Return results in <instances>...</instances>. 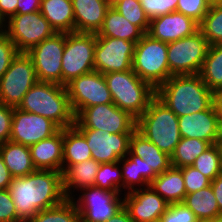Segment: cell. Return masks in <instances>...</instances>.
I'll return each instance as SVG.
<instances>
[{
  "label": "cell",
  "instance_id": "obj_53",
  "mask_svg": "<svg viewBox=\"0 0 222 222\" xmlns=\"http://www.w3.org/2000/svg\"><path fill=\"white\" fill-rule=\"evenodd\" d=\"M4 24H5L4 21L0 18V34H2L4 32V29H5Z\"/></svg>",
  "mask_w": 222,
  "mask_h": 222
},
{
  "label": "cell",
  "instance_id": "obj_7",
  "mask_svg": "<svg viewBox=\"0 0 222 222\" xmlns=\"http://www.w3.org/2000/svg\"><path fill=\"white\" fill-rule=\"evenodd\" d=\"M96 34L66 33L62 59V85L94 71Z\"/></svg>",
  "mask_w": 222,
  "mask_h": 222
},
{
  "label": "cell",
  "instance_id": "obj_11",
  "mask_svg": "<svg viewBox=\"0 0 222 222\" xmlns=\"http://www.w3.org/2000/svg\"><path fill=\"white\" fill-rule=\"evenodd\" d=\"M4 23L6 26L4 33L15 44L19 52H28L33 46L56 33L40 11L16 14Z\"/></svg>",
  "mask_w": 222,
  "mask_h": 222
},
{
  "label": "cell",
  "instance_id": "obj_3",
  "mask_svg": "<svg viewBox=\"0 0 222 222\" xmlns=\"http://www.w3.org/2000/svg\"><path fill=\"white\" fill-rule=\"evenodd\" d=\"M17 108L48 118L60 129L72 127L75 123L66 87L61 84L37 81Z\"/></svg>",
  "mask_w": 222,
  "mask_h": 222
},
{
  "label": "cell",
  "instance_id": "obj_6",
  "mask_svg": "<svg viewBox=\"0 0 222 222\" xmlns=\"http://www.w3.org/2000/svg\"><path fill=\"white\" fill-rule=\"evenodd\" d=\"M167 43L145 34L136 43L132 60L133 72L155 89L170 77Z\"/></svg>",
  "mask_w": 222,
  "mask_h": 222
},
{
  "label": "cell",
  "instance_id": "obj_34",
  "mask_svg": "<svg viewBox=\"0 0 222 222\" xmlns=\"http://www.w3.org/2000/svg\"><path fill=\"white\" fill-rule=\"evenodd\" d=\"M29 222H81L73 199H65L57 206L40 210Z\"/></svg>",
  "mask_w": 222,
  "mask_h": 222
},
{
  "label": "cell",
  "instance_id": "obj_13",
  "mask_svg": "<svg viewBox=\"0 0 222 222\" xmlns=\"http://www.w3.org/2000/svg\"><path fill=\"white\" fill-rule=\"evenodd\" d=\"M66 33H55L26 52L32 59L38 81L62 85V59Z\"/></svg>",
  "mask_w": 222,
  "mask_h": 222
},
{
  "label": "cell",
  "instance_id": "obj_44",
  "mask_svg": "<svg viewBox=\"0 0 222 222\" xmlns=\"http://www.w3.org/2000/svg\"><path fill=\"white\" fill-rule=\"evenodd\" d=\"M0 222H21L8 189L0 190Z\"/></svg>",
  "mask_w": 222,
  "mask_h": 222
},
{
  "label": "cell",
  "instance_id": "obj_50",
  "mask_svg": "<svg viewBox=\"0 0 222 222\" xmlns=\"http://www.w3.org/2000/svg\"><path fill=\"white\" fill-rule=\"evenodd\" d=\"M106 222H134L128 211L122 207L114 216L109 218Z\"/></svg>",
  "mask_w": 222,
  "mask_h": 222
},
{
  "label": "cell",
  "instance_id": "obj_16",
  "mask_svg": "<svg viewBox=\"0 0 222 222\" xmlns=\"http://www.w3.org/2000/svg\"><path fill=\"white\" fill-rule=\"evenodd\" d=\"M60 128L50 119L13 107L10 141L26 146L54 135Z\"/></svg>",
  "mask_w": 222,
  "mask_h": 222
},
{
  "label": "cell",
  "instance_id": "obj_55",
  "mask_svg": "<svg viewBox=\"0 0 222 222\" xmlns=\"http://www.w3.org/2000/svg\"><path fill=\"white\" fill-rule=\"evenodd\" d=\"M104 1H106L107 3H109L110 5H112L115 0H104Z\"/></svg>",
  "mask_w": 222,
  "mask_h": 222
},
{
  "label": "cell",
  "instance_id": "obj_45",
  "mask_svg": "<svg viewBox=\"0 0 222 222\" xmlns=\"http://www.w3.org/2000/svg\"><path fill=\"white\" fill-rule=\"evenodd\" d=\"M13 107L0 103V144L10 141Z\"/></svg>",
  "mask_w": 222,
  "mask_h": 222
},
{
  "label": "cell",
  "instance_id": "obj_5",
  "mask_svg": "<svg viewBox=\"0 0 222 222\" xmlns=\"http://www.w3.org/2000/svg\"><path fill=\"white\" fill-rule=\"evenodd\" d=\"M178 125V117L155 96L137 119L136 129L171 156L182 138Z\"/></svg>",
  "mask_w": 222,
  "mask_h": 222
},
{
  "label": "cell",
  "instance_id": "obj_37",
  "mask_svg": "<svg viewBox=\"0 0 222 222\" xmlns=\"http://www.w3.org/2000/svg\"><path fill=\"white\" fill-rule=\"evenodd\" d=\"M111 6L131 24L139 27L145 34L147 33L150 20L139 0H115Z\"/></svg>",
  "mask_w": 222,
  "mask_h": 222
},
{
  "label": "cell",
  "instance_id": "obj_54",
  "mask_svg": "<svg viewBox=\"0 0 222 222\" xmlns=\"http://www.w3.org/2000/svg\"><path fill=\"white\" fill-rule=\"evenodd\" d=\"M210 4L222 3V0H208Z\"/></svg>",
  "mask_w": 222,
  "mask_h": 222
},
{
  "label": "cell",
  "instance_id": "obj_47",
  "mask_svg": "<svg viewBox=\"0 0 222 222\" xmlns=\"http://www.w3.org/2000/svg\"><path fill=\"white\" fill-rule=\"evenodd\" d=\"M42 0H18L17 14H28L40 11Z\"/></svg>",
  "mask_w": 222,
  "mask_h": 222
},
{
  "label": "cell",
  "instance_id": "obj_25",
  "mask_svg": "<svg viewBox=\"0 0 222 222\" xmlns=\"http://www.w3.org/2000/svg\"><path fill=\"white\" fill-rule=\"evenodd\" d=\"M40 12L56 33L75 32L71 0H42Z\"/></svg>",
  "mask_w": 222,
  "mask_h": 222
},
{
  "label": "cell",
  "instance_id": "obj_42",
  "mask_svg": "<svg viewBox=\"0 0 222 222\" xmlns=\"http://www.w3.org/2000/svg\"><path fill=\"white\" fill-rule=\"evenodd\" d=\"M139 1L149 20L176 11L177 2H178V0H139Z\"/></svg>",
  "mask_w": 222,
  "mask_h": 222
},
{
  "label": "cell",
  "instance_id": "obj_8",
  "mask_svg": "<svg viewBox=\"0 0 222 222\" xmlns=\"http://www.w3.org/2000/svg\"><path fill=\"white\" fill-rule=\"evenodd\" d=\"M137 119L114 103L99 104L84 108L76 117L77 129L105 130L110 134L133 133Z\"/></svg>",
  "mask_w": 222,
  "mask_h": 222
},
{
  "label": "cell",
  "instance_id": "obj_35",
  "mask_svg": "<svg viewBox=\"0 0 222 222\" xmlns=\"http://www.w3.org/2000/svg\"><path fill=\"white\" fill-rule=\"evenodd\" d=\"M199 30L209 45L222 44V3L211 4L199 23Z\"/></svg>",
  "mask_w": 222,
  "mask_h": 222
},
{
  "label": "cell",
  "instance_id": "obj_51",
  "mask_svg": "<svg viewBox=\"0 0 222 222\" xmlns=\"http://www.w3.org/2000/svg\"><path fill=\"white\" fill-rule=\"evenodd\" d=\"M215 105L218 110L220 126L222 131V90L215 92Z\"/></svg>",
  "mask_w": 222,
  "mask_h": 222
},
{
  "label": "cell",
  "instance_id": "obj_43",
  "mask_svg": "<svg viewBox=\"0 0 222 222\" xmlns=\"http://www.w3.org/2000/svg\"><path fill=\"white\" fill-rule=\"evenodd\" d=\"M18 53L19 51L9 37L4 32L0 34V79Z\"/></svg>",
  "mask_w": 222,
  "mask_h": 222
},
{
  "label": "cell",
  "instance_id": "obj_56",
  "mask_svg": "<svg viewBox=\"0 0 222 222\" xmlns=\"http://www.w3.org/2000/svg\"><path fill=\"white\" fill-rule=\"evenodd\" d=\"M220 145H221V148H222V138H221V140H220V143H219Z\"/></svg>",
  "mask_w": 222,
  "mask_h": 222
},
{
  "label": "cell",
  "instance_id": "obj_1",
  "mask_svg": "<svg viewBox=\"0 0 222 222\" xmlns=\"http://www.w3.org/2000/svg\"><path fill=\"white\" fill-rule=\"evenodd\" d=\"M8 191L21 222H29L40 210L57 206L66 199L62 172L55 170L36 169L26 176L12 178Z\"/></svg>",
  "mask_w": 222,
  "mask_h": 222
},
{
  "label": "cell",
  "instance_id": "obj_52",
  "mask_svg": "<svg viewBox=\"0 0 222 222\" xmlns=\"http://www.w3.org/2000/svg\"><path fill=\"white\" fill-rule=\"evenodd\" d=\"M209 222H222V215L209 220Z\"/></svg>",
  "mask_w": 222,
  "mask_h": 222
},
{
  "label": "cell",
  "instance_id": "obj_21",
  "mask_svg": "<svg viewBox=\"0 0 222 222\" xmlns=\"http://www.w3.org/2000/svg\"><path fill=\"white\" fill-rule=\"evenodd\" d=\"M129 150L142 160H145L147 165V183L150 182L159 174L169 169L171 157L162 152L154 143L149 141L137 129L130 137Z\"/></svg>",
  "mask_w": 222,
  "mask_h": 222
},
{
  "label": "cell",
  "instance_id": "obj_30",
  "mask_svg": "<svg viewBox=\"0 0 222 222\" xmlns=\"http://www.w3.org/2000/svg\"><path fill=\"white\" fill-rule=\"evenodd\" d=\"M183 203L196 215L199 221H209L222 215L211 185L186 194Z\"/></svg>",
  "mask_w": 222,
  "mask_h": 222
},
{
  "label": "cell",
  "instance_id": "obj_46",
  "mask_svg": "<svg viewBox=\"0 0 222 222\" xmlns=\"http://www.w3.org/2000/svg\"><path fill=\"white\" fill-rule=\"evenodd\" d=\"M17 3L18 0H0V18L4 22L17 14Z\"/></svg>",
  "mask_w": 222,
  "mask_h": 222
},
{
  "label": "cell",
  "instance_id": "obj_27",
  "mask_svg": "<svg viewBox=\"0 0 222 222\" xmlns=\"http://www.w3.org/2000/svg\"><path fill=\"white\" fill-rule=\"evenodd\" d=\"M145 33L131 24L115 8L110 6L96 37H112L138 43Z\"/></svg>",
  "mask_w": 222,
  "mask_h": 222
},
{
  "label": "cell",
  "instance_id": "obj_14",
  "mask_svg": "<svg viewBox=\"0 0 222 222\" xmlns=\"http://www.w3.org/2000/svg\"><path fill=\"white\" fill-rule=\"evenodd\" d=\"M83 191V192H82ZM74 203L81 222H106L123 207L122 193L91 186L81 190Z\"/></svg>",
  "mask_w": 222,
  "mask_h": 222
},
{
  "label": "cell",
  "instance_id": "obj_39",
  "mask_svg": "<svg viewBox=\"0 0 222 222\" xmlns=\"http://www.w3.org/2000/svg\"><path fill=\"white\" fill-rule=\"evenodd\" d=\"M210 6L211 4L208 0H178L176 11L200 23Z\"/></svg>",
  "mask_w": 222,
  "mask_h": 222
},
{
  "label": "cell",
  "instance_id": "obj_12",
  "mask_svg": "<svg viewBox=\"0 0 222 222\" xmlns=\"http://www.w3.org/2000/svg\"><path fill=\"white\" fill-rule=\"evenodd\" d=\"M75 117L87 107L113 103L111 92L102 73L92 71L65 85Z\"/></svg>",
  "mask_w": 222,
  "mask_h": 222
},
{
  "label": "cell",
  "instance_id": "obj_31",
  "mask_svg": "<svg viewBox=\"0 0 222 222\" xmlns=\"http://www.w3.org/2000/svg\"><path fill=\"white\" fill-rule=\"evenodd\" d=\"M118 162L122 164V188L128 190V193L140 187L149 186L147 183V165L145 160H142L141 157L134 155L129 150L128 155L121 158Z\"/></svg>",
  "mask_w": 222,
  "mask_h": 222
},
{
  "label": "cell",
  "instance_id": "obj_19",
  "mask_svg": "<svg viewBox=\"0 0 222 222\" xmlns=\"http://www.w3.org/2000/svg\"><path fill=\"white\" fill-rule=\"evenodd\" d=\"M181 137L197 138L211 145L220 143L222 131L215 103L207 110L178 117Z\"/></svg>",
  "mask_w": 222,
  "mask_h": 222
},
{
  "label": "cell",
  "instance_id": "obj_28",
  "mask_svg": "<svg viewBox=\"0 0 222 222\" xmlns=\"http://www.w3.org/2000/svg\"><path fill=\"white\" fill-rule=\"evenodd\" d=\"M0 155L13 178L26 176L36 170L29 146L7 141L0 144Z\"/></svg>",
  "mask_w": 222,
  "mask_h": 222
},
{
  "label": "cell",
  "instance_id": "obj_17",
  "mask_svg": "<svg viewBox=\"0 0 222 222\" xmlns=\"http://www.w3.org/2000/svg\"><path fill=\"white\" fill-rule=\"evenodd\" d=\"M86 138L92 158L99 163L118 162L128 155L132 133L110 134L97 129H78Z\"/></svg>",
  "mask_w": 222,
  "mask_h": 222
},
{
  "label": "cell",
  "instance_id": "obj_48",
  "mask_svg": "<svg viewBox=\"0 0 222 222\" xmlns=\"http://www.w3.org/2000/svg\"><path fill=\"white\" fill-rule=\"evenodd\" d=\"M12 178L9 169L6 167L0 155V190L8 189L9 184L12 182Z\"/></svg>",
  "mask_w": 222,
  "mask_h": 222
},
{
  "label": "cell",
  "instance_id": "obj_32",
  "mask_svg": "<svg viewBox=\"0 0 222 222\" xmlns=\"http://www.w3.org/2000/svg\"><path fill=\"white\" fill-rule=\"evenodd\" d=\"M199 75L214 93L222 90V44L209 45Z\"/></svg>",
  "mask_w": 222,
  "mask_h": 222
},
{
  "label": "cell",
  "instance_id": "obj_9",
  "mask_svg": "<svg viewBox=\"0 0 222 222\" xmlns=\"http://www.w3.org/2000/svg\"><path fill=\"white\" fill-rule=\"evenodd\" d=\"M168 65L171 76L199 74L209 44L202 32L167 44Z\"/></svg>",
  "mask_w": 222,
  "mask_h": 222
},
{
  "label": "cell",
  "instance_id": "obj_2",
  "mask_svg": "<svg viewBox=\"0 0 222 222\" xmlns=\"http://www.w3.org/2000/svg\"><path fill=\"white\" fill-rule=\"evenodd\" d=\"M156 97L177 117L207 110L215 103V93L199 74L171 76L156 88Z\"/></svg>",
  "mask_w": 222,
  "mask_h": 222
},
{
  "label": "cell",
  "instance_id": "obj_22",
  "mask_svg": "<svg viewBox=\"0 0 222 222\" xmlns=\"http://www.w3.org/2000/svg\"><path fill=\"white\" fill-rule=\"evenodd\" d=\"M31 159L36 169L62 172L63 129L54 135L29 146Z\"/></svg>",
  "mask_w": 222,
  "mask_h": 222
},
{
  "label": "cell",
  "instance_id": "obj_15",
  "mask_svg": "<svg viewBox=\"0 0 222 222\" xmlns=\"http://www.w3.org/2000/svg\"><path fill=\"white\" fill-rule=\"evenodd\" d=\"M135 42L112 37H96L94 70L109 72L132 70Z\"/></svg>",
  "mask_w": 222,
  "mask_h": 222
},
{
  "label": "cell",
  "instance_id": "obj_20",
  "mask_svg": "<svg viewBox=\"0 0 222 222\" xmlns=\"http://www.w3.org/2000/svg\"><path fill=\"white\" fill-rule=\"evenodd\" d=\"M199 30V23L193 18L173 11L169 14L152 18L146 34L156 40L171 43Z\"/></svg>",
  "mask_w": 222,
  "mask_h": 222
},
{
  "label": "cell",
  "instance_id": "obj_41",
  "mask_svg": "<svg viewBox=\"0 0 222 222\" xmlns=\"http://www.w3.org/2000/svg\"><path fill=\"white\" fill-rule=\"evenodd\" d=\"M182 171L186 194H190L208 187L211 181L193 166H185L180 168Z\"/></svg>",
  "mask_w": 222,
  "mask_h": 222
},
{
  "label": "cell",
  "instance_id": "obj_24",
  "mask_svg": "<svg viewBox=\"0 0 222 222\" xmlns=\"http://www.w3.org/2000/svg\"><path fill=\"white\" fill-rule=\"evenodd\" d=\"M100 164L101 163L91 158L69 166L62 173L63 192L66 199H74L75 195L72 193L74 190L81 191L85 188L94 186L95 177Z\"/></svg>",
  "mask_w": 222,
  "mask_h": 222
},
{
  "label": "cell",
  "instance_id": "obj_33",
  "mask_svg": "<svg viewBox=\"0 0 222 222\" xmlns=\"http://www.w3.org/2000/svg\"><path fill=\"white\" fill-rule=\"evenodd\" d=\"M210 146L209 142L197 138L182 137L170 156L171 164L177 168L191 166L195 159Z\"/></svg>",
  "mask_w": 222,
  "mask_h": 222
},
{
  "label": "cell",
  "instance_id": "obj_4",
  "mask_svg": "<svg viewBox=\"0 0 222 222\" xmlns=\"http://www.w3.org/2000/svg\"><path fill=\"white\" fill-rule=\"evenodd\" d=\"M113 103L138 119L156 96V89L133 70L104 74Z\"/></svg>",
  "mask_w": 222,
  "mask_h": 222
},
{
  "label": "cell",
  "instance_id": "obj_38",
  "mask_svg": "<svg viewBox=\"0 0 222 222\" xmlns=\"http://www.w3.org/2000/svg\"><path fill=\"white\" fill-rule=\"evenodd\" d=\"M94 186L120 193L122 189L121 164L119 162L101 163Z\"/></svg>",
  "mask_w": 222,
  "mask_h": 222
},
{
  "label": "cell",
  "instance_id": "obj_49",
  "mask_svg": "<svg viewBox=\"0 0 222 222\" xmlns=\"http://www.w3.org/2000/svg\"><path fill=\"white\" fill-rule=\"evenodd\" d=\"M214 195L216 197V201L218 203V207L220 212L222 213V173L217 175L210 183Z\"/></svg>",
  "mask_w": 222,
  "mask_h": 222
},
{
  "label": "cell",
  "instance_id": "obj_10",
  "mask_svg": "<svg viewBox=\"0 0 222 222\" xmlns=\"http://www.w3.org/2000/svg\"><path fill=\"white\" fill-rule=\"evenodd\" d=\"M37 81L31 57L25 52H19L0 79V103L18 107Z\"/></svg>",
  "mask_w": 222,
  "mask_h": 222
},
{
  "label": "cell",
  "instance_id": "obj_36",
  "mask_svg": "<svg viewBox=\"0 0 222 222\" xmlns=\"http://www.w3.org/2000/svg\"><path fill=\"white\" fill-rule=\"evenodd\" d=\"M210 181L222 173V148L219 143L211 145L191 165Z\"/></svg>",
  "mask_w": 222,
  "mask_h": 222
},
{
  "label": "cell",
  "instance_id": "obj_29",
  "mask_svg": "<svg viewBox=\"0 0 222 222\" xmlns=\"http://www.w3.org/2000/svg\"><path fill=\"white\" fill-rule=\"evenodd\" d=\"M92 158L85 136L75 127L63 129L62 173L71 165Z\"/></svg>",
  "mask_w": 222,
  "mask_h": 222
},
{
  "label": "cell",
  "instance_id": "obj_18",
  "mask_svg": "<svg viewBox=\"0 0 222 222\" xmlns=\"http://www.w3.org/2000/svg\"><path fill=\"white\" fill-rule=\"evenodd\" d=\"M169 203L156 193L151 186L126 192L123 207L134 222H159Z\"/></svg>",
  "mask_w": 222,
  "mask_h": 222
},
{
  "label": "cell",
  "instance_id": "obj_23",
  "mask_svg": "<svg viewBox=\"0 0 222 222\" xmlns=\"http://www.w3.org/2000/svg\"><path fill=\"white\" fill-rule=\"evenodd\" d=\"M75 32L97 34L110 4L104 0H71Z\"/></svg>",
  "mask_w": 222,
  "mask_h": 222
},
{
  "label": "cell",
  "instance_id": "obj_26",
  "mask_svg": "<svg viewBox=\"0 0 222 222\" xmlns=\"http://www.w3.org/2000/svg\"><path fill=\"white\" fill-rule=\"evenodd\" d=\"M169 204L182 203L186 196V188L180 168L171 166L157 175L149 184Z\"/></svg>",
  "mask_w": 222,
  "mask_h": 222
},
{
  "label": "cell",
  "instance_id": "obj_40",
  "mask_svg": "<svg viewBox=\"0 0 222 222\" xmlns=\"http://www.w3.org/2000/svg\"><path fill=\"white\" fill-rule=\"evenodd\" d=\"M196 215L182 202L169 204L159 222H198Z\"/></svg>",
  "mask_w": 222,
  "mask_h": 222
}]
</instances>
